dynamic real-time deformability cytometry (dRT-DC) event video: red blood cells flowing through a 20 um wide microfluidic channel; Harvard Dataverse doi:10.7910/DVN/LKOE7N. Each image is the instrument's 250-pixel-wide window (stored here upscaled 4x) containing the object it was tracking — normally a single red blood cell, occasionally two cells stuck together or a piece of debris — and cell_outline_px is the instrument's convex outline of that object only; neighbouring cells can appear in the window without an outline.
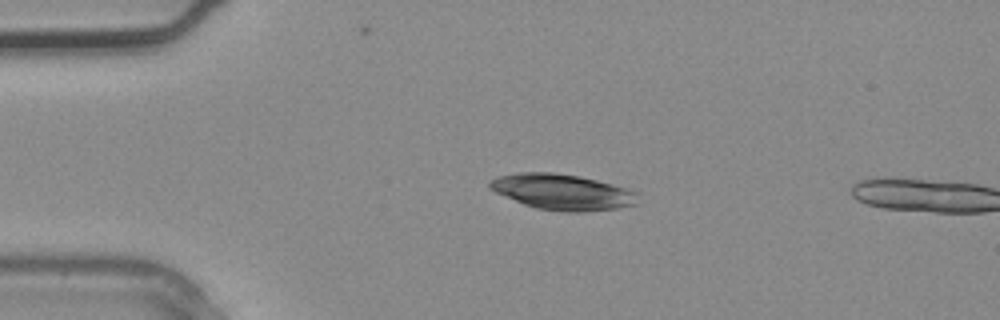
{"species": "common noctule bat (a hibernating species)", "species_latin": "Nyctalus noctula", "temperature_condition": "warm", "stored_images_in_passage": 2, "camera_frame_rate_fps": 3000, "um_per_image_px": 0.085, "animal": {"sex": "male", "body_mass_g": 20.4}, "frame": {"image": 1, "passage_image": 1, "time_ms": 0.0, "image_size_px": [1000, 320], "cell_outline_px": [[640, 192], [636, 204], [616, 208], [584, 212], [564, 212], [536, 208], [524, 204], [496, 192], [488, 188], [488, 180], [496, 176], [520, 172], [552, 172], [580, 176], [628, 188]], "centroid_in_image_um": [47.8, 16.31], "position_along_channel_um": 37.2, "area_um2": 31.04}}